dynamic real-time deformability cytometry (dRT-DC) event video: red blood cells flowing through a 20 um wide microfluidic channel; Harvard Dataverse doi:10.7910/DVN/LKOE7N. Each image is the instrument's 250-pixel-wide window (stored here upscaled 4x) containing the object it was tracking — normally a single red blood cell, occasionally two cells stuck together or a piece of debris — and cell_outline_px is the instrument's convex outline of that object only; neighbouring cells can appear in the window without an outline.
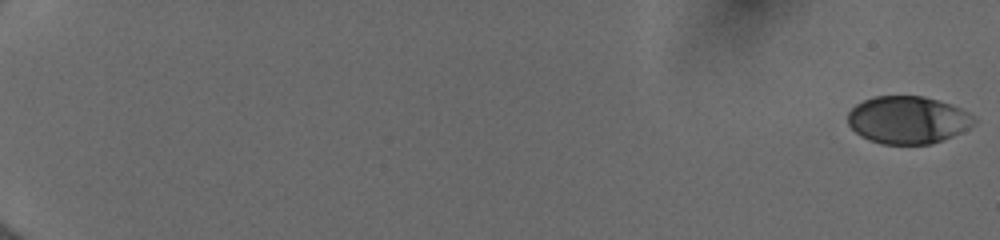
{"species": "human", "species_latin": "Homo sapiens", "temperature_condition": "cold", "stored_images_in_passage": 55, "camera_frame_rate_fps": 3000, "um_per_image_px": 0.085, "donor": {"sex": "female"}, "frame": {"image": 1, "passage_image": 1, "time_ms": 0.0, "image_size_px": [1000, 240], "cell_outline_px": [[976, 120], [968, 128], [952, 136], [932, 144], [880, 144], [868, 140], [860, 136], [848, 124], [848, 112], [856, 104], [864, 100], [876, 96], [924, 96], [960, 108], [976, 116]], "centroid_in_image_um": [77.14, 10.2], "position_along_channel_um": 7.9, "area_um2": 34.91}}
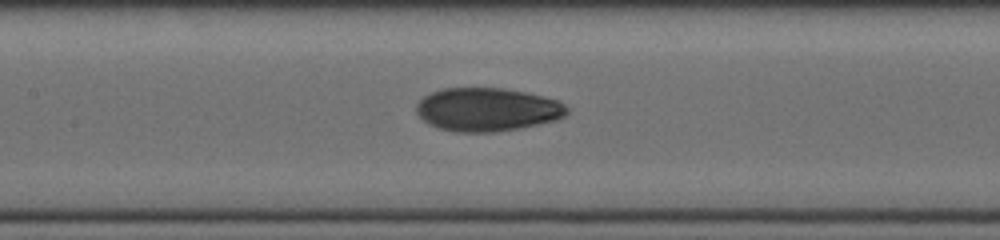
{"frame": {"image": 2, "passage_image": 30, "time_ms": 9.667, "image_size_px": [1000, 240], "cell_outline_px": [[568, 112], [564, 116], [556, 120], [520, 128], [496, 132], [456, 132], [436, 128], [428, 124], [416, 112], [416, 104], [424, 96], [432, 92], [444, 88], [504, 88], [524, 92], [556, 100], [564, 104], [568, 108]], "centroid_in_image_um": [41.39, 9.32], "position_along_channel_um": 166.0, "area_um2": 38.03}}
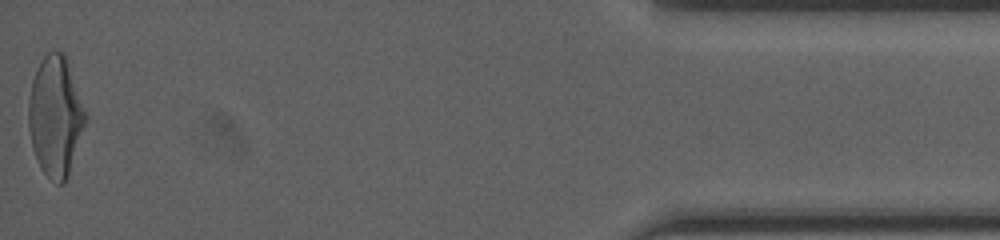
{"frame": {"image": 3, "passage_image": 55, "time_ms": 18.0, "image_size_px": [1000, 240], "cell_outline_px": [[88, 120], [68, 176], [64, 184], [56, 184], [40, 168], [32, 148], [28, 128], [28, 100], [32, 80], [36, 68], [44, 56], [48, 52], [64, 52], [88, 116]], "centroid_in_image_um": [4.72, 9.91], "position_along_channel_um": 430.5, "area_um2": 40.23}, "authors_computed_cell_mechanics": {"area_um2": 36.992, "velocity_mm_per_s": 4.0116, "shape_relaxation_time_tau1_ms": 7.2504, "shape_relaxation_time_tau2_ms": 1.5783, "deformation_change_tau1": 0.2186, "deformation_change_tau2": 0.0626}}